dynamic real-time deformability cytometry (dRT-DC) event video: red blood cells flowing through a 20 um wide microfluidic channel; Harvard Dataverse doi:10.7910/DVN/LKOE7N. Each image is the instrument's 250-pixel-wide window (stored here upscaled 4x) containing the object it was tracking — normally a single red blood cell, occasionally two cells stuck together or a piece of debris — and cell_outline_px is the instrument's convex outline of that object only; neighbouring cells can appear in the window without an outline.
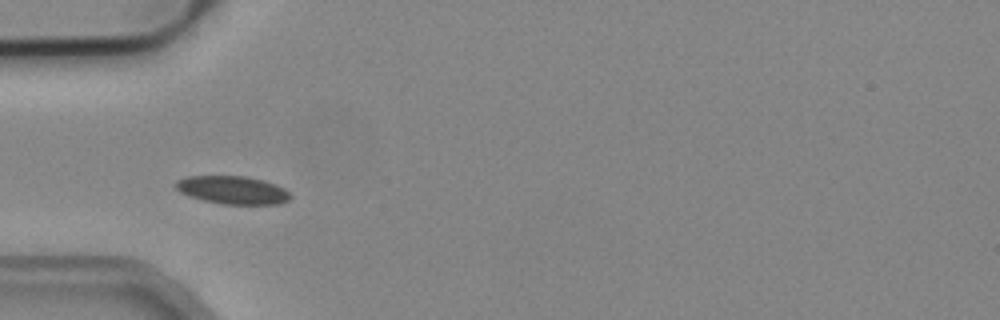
{"species": "common noctule bat (a hibernating species)", "species_latin": "Nyctalus noctula", "temperature_condition": "cold", "stored_images_in_passage": 4, "camera_frame_rate_fps": 3000, "um_per_image_px": 0.085, "animal": {"sex": "male", "body_mass_g": 19.2, "forearm_length_mm": 51.8}, "frame": {"image": 1, "passage_image": 4, "time_ms": 1.0, "image_size_px": [1000, 320], "cell_outline_px": [[292, 196], [288, 200], [280, 204], [220, 204], [188, 196], [180, 192], [176, 188], [176, 180], [188, 176], [244, 176], [260, 180], [284, 188]], "centroid_in_image_um": [19.74, 16.16], "position_along_channel_um": 65.3, "area_um2": 18.55}}